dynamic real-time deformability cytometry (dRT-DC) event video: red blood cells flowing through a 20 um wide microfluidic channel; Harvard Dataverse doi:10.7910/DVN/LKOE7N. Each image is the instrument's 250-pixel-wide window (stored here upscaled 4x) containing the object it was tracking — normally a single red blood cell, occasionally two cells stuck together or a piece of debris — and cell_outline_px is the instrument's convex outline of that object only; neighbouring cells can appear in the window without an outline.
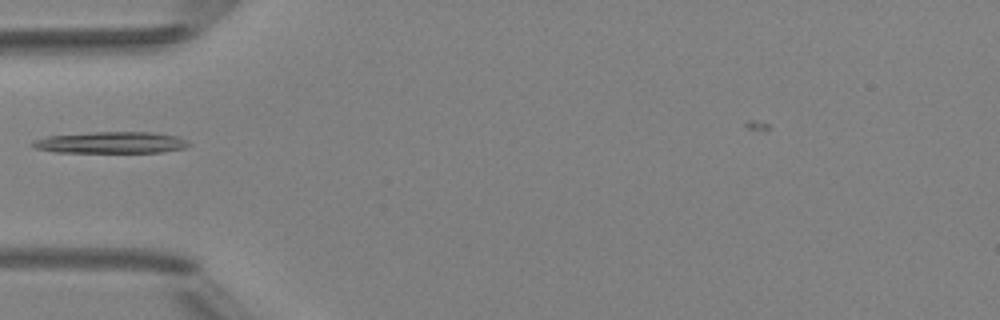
{"species": "Egyptian fruit bat (a non-hibernating species)", "species_latin": "Rousettus aegyptiacus", "temperature_condition": "room temperature", "stored_images_in_passage": 2, "camera_frame_rate_fps": 3000, "um_per_image_px": 0.085, "animal": {"sex": "female"}, "frame": {"image": 1, "passage_image": 2, "time_ms": 1.0, "image_size_px": [1000, 320], "cell_outline_px": [[192, 144], [184, 148], [160, 152], [56, 152], [36, 148], [28, 144], [32, 140], [48, 136], [92, 132], [152, 132], [176, 136], [188, 140]], "centroid_in_image_um": [9.43, 12.11], "position_along_channel_um": 75.6, "area_um2": 19.59}}